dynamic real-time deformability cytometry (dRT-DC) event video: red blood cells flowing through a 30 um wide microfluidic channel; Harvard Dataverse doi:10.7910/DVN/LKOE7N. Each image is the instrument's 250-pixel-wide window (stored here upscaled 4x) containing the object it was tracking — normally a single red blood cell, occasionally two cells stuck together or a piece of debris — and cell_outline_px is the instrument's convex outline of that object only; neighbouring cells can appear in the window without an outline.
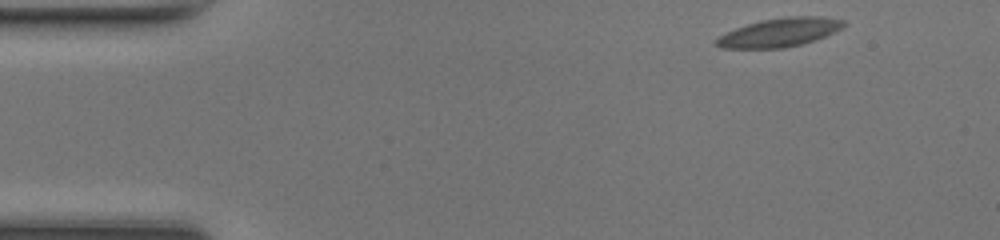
{"species": "common noctule bat (a hibernating species)", "species_latin": "Nyctalus noctula", "temperature_condition": "room temperature", "stored_images_in_passage": 45, "camera_frame_rate_fps": 3000, "um_per_image_px": 0.085, "animal": {"sex": "female", "body_mass_g": 17.0, "forearm_length_mm": 48.0}, "frame": {"image": 1, "passage_image": 1, "time_ms": 0.0, "image_size_px": [1000, 240], "cell_outline_px": [[844, 28], [824, 36], [800, 44], [784, 48], [720, 48], [716, 44], [716, 40], [720, 36], [736, 28], [760, 20], [784, 16], [820, 16], [844, 20]], "centroid_in_image_um": [66.28, 2.74], "position_along_channel_um": 18.7, "area_um2": 21.04}}
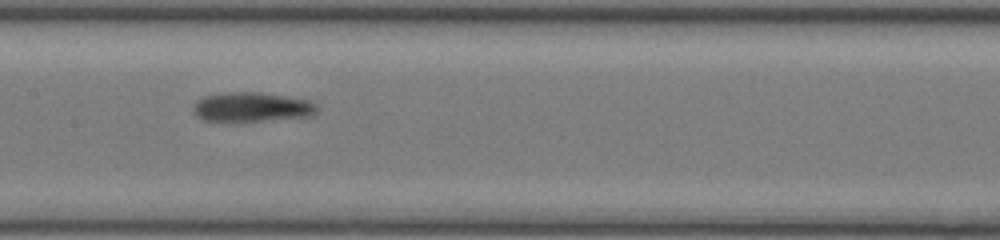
{"frame": {"image": 2, "passage_image": 20, "time_ms": 6.333, "image_size_px": [1000, 240], "cell_outline_px": [[320, 108], [312, 116], [264, 120], [200, 120], [192, 112], [192, 108], [196, 100], [204, 96], [224, 92], [260, 92], [308, 100], [316, 104]], "centroid_in_image_um": [21.38, 9.08], "position_along_channel_um": 186.0, "area_um2": 21.15}}
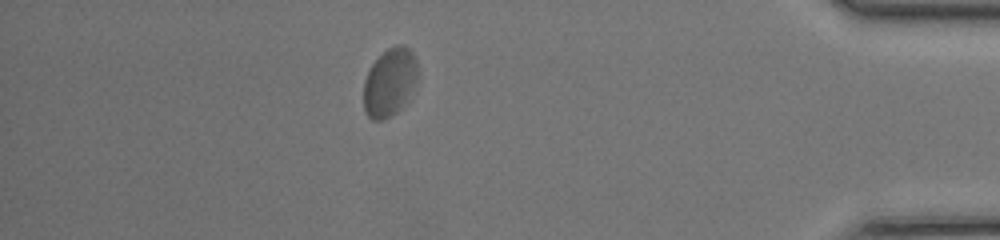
{"frame": {"image": 3, "passage_image": 39, "time_ms": 12.667, "image_size_px": [1000, 240], "cell_outline_px": [[416, 80], [408, 100], [392, 116], [384, 120], [372, 120], [364, 112], [364, 80], [372, 64], [388, 48], [396, 44], [404, 44], [412, 52], [416, 60]], "centroid_in_image_um": [33.11, 7.01], "position_along_channel_um": 402.1, "area_um2": 21.39}, "authors_computed_cell_mechanics": {"area_um2": 21.1548, "velocity_mm_per_s": 4.1664, "shape_relaxation_time_tau1_ms": 6.1818, "shape_relaxation_time_tau2_ms": 1.9815, "deformation_change_tau1": 0.1445, "deformation_change_tau2": 0.0752}}